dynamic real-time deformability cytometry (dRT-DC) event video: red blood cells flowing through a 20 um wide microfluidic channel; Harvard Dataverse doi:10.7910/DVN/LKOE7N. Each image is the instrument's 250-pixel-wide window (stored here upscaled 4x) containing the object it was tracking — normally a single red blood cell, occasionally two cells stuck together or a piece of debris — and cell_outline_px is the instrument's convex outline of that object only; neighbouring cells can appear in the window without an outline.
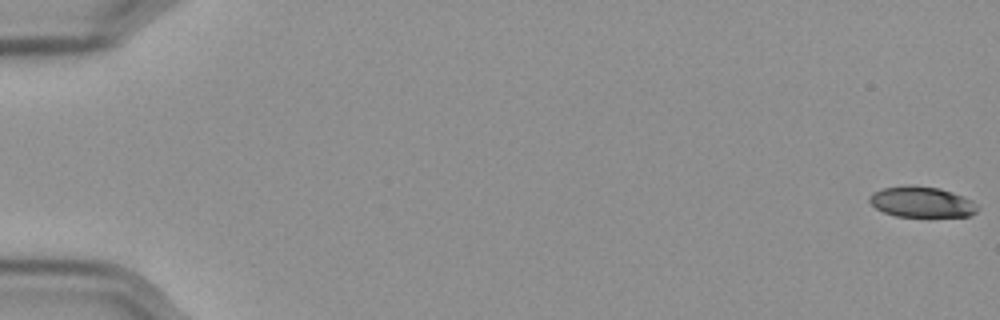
{"species": "Egyptian fruit bat (a non-hibernating species)", "species_latin": "Rousettus aegyptiacus", "temperature_condition": "cold", "stored_images_in_passage": 18, "camera_frame_rate_fps": 3000, "um_per_image_px": 0.085, "frame": {"image": 1, "passage_image": 1, "time_ms": 0.0, "image_size_px": [1000, 320], "cell_outline_px": [[976, 212], [968, 216], [896, 216], [884, 212], [876, 208], [868, 200], [868, 196], [872, 192], [884, 188], [940, 188], [964, 196], [972, 200], [976, 208]], "centroid_in_image_um": [78.33, 17.2], "position_along_channel_um": 6.7, "area_um2": 18.44}}